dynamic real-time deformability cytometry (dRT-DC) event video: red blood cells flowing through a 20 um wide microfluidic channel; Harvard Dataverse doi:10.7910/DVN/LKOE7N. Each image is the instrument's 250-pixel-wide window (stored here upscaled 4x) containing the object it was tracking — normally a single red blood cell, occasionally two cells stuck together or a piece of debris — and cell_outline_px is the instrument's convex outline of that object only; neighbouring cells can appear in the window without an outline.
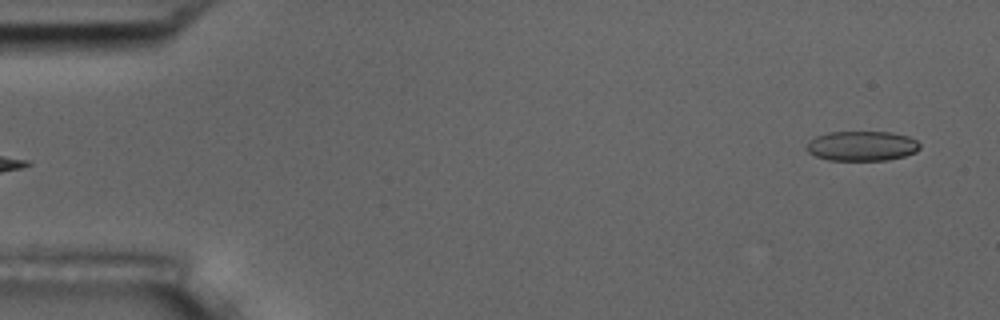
{"species": "common noctule bat (a hibernating species)", "species_latin": "Nyctalus noctula", "temperature_condition": "room temperature", "stored_images_in_passage": 6, "segment_of_instrument_passage": [2, 2], "camera_frame_rate_fps": 3000, "um_per_image_px": 0.085, "animal": {"sex": "male", "body_mass_g": 17.5, "forearm_length_mm": 52.3}, "frame": {"image": 1, "passage_image": 6, "time_ms": 6.0, "image_size_px": [1000, 320], "cell_outline_px": [[920, 148], [916, 152], [904, 156], [888, 160], [828, 160], [816, 156], [808, 152], [808, 140], [816, 136], [828, 132], [888, 132], [908, 136], [916, 140], [920, 144]], "centroid_in_image_um": [73.27, 12.4], "position_along_channel_um": 11.7, "area_um2": 19.65}}